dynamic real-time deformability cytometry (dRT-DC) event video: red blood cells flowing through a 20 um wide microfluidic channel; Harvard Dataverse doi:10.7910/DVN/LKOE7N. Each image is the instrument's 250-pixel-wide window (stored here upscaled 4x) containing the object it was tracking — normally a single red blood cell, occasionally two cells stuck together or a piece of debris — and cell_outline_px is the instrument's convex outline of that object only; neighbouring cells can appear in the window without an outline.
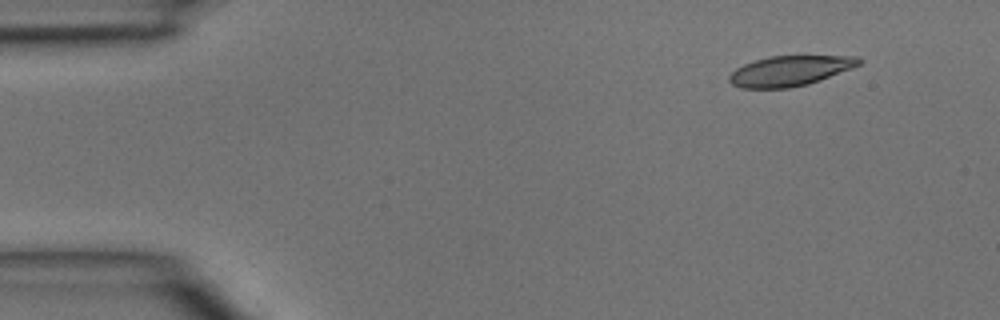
{"species": "common noctule bat (a hibernating species)", "species_latin": "Nyctalus noctula", "temperature_condition": "room temperature", "stored_images_in_passage": 2, "camera_frame_rate_fps": 3000, "um_per_image_px": 0.085, "animal": {"sex": "male", "body_mass_g": 15.6}, "frame": {"image": 1, "passage_image": 2, "time_ms": 0.333, "image_size_px": [1000, 320], "cell_outline_px": [[864, 60], [860, 64], [852, 68], [820, 80], [808, 84], [788, 88], [740, 88], [732, 84], [728, 80], [728, 76], [736, 68], [744, 64], [756, 60], [772, 56], [860, 56]], "centroid_in_image_um": [67.16, 6.02], "position_along_channel_um": 17.8, "area_um2": 22.77}}